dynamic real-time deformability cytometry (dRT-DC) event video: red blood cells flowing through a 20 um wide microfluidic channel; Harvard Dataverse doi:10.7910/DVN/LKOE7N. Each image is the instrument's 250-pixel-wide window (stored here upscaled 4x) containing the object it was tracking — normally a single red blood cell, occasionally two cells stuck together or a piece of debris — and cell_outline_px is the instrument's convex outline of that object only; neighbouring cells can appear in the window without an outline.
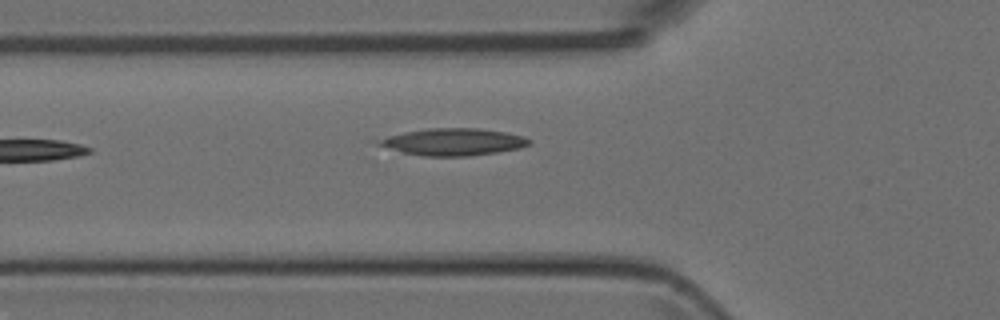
{"species": "Egyptian fruit bat (a non-hibernating species)", "species_latin": "Rousettus aegyptiacus", "temperature_condition": "room temperature", "stored_images_in_passage": 2, "camera_frame_rate_fps": 3000, "um_per_image_px": 0.085, "animal": {"sex": "female"}, "frame": {"image": 1, "passage_image": 2, "time_ms": 1.333, "image_size_px": [1000, 320], "cell_outline_px": [[532, 144], [520, 148], [496, 152], [468, 156], [424, 156], [400, 152], [376, 144], [380, 140], [388, 136], [404, 132], [428, 128], [476, 128], [504, 132], [524, 136], [532, 140]], "centroid_in_image_um": [38.56, 12.06], "position_along_channel_um": 87.2, "area_um2": 23.64}}